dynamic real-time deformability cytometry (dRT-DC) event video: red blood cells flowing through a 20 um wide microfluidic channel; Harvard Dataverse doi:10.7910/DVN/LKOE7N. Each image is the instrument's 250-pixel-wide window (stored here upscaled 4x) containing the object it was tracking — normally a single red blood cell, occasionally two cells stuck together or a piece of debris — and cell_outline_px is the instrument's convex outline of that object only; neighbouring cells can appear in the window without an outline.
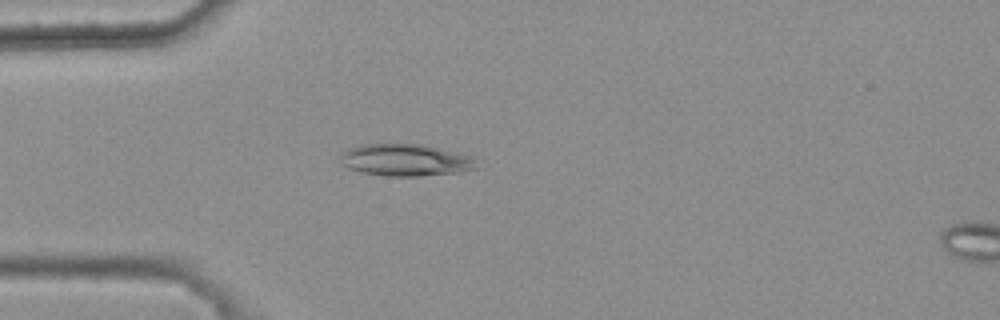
{"species": "common noctule bat (a hibernating species)", "species_latin": "Nyctalus noctula", "temperature_condition": "warm", "stored_images_in_passage": 42, "camera_frame_rate_fps": 3000, "um_per_image_px": 0.085, "animal": {"sex": "female", "body_mass_g": 25.1}, "frame": {"image": 1, "passage_image": 9, "time_ms": 2.667, "image_size_px": [1000, 320], "cell_outline_px": [[476, 168], [456, 172], [420, 176], [388, 176], [364, 172], [348, 168], [344, 164], [340, 156], [348, 148], [360, 144], [424, 144], [472, 156], [476, 160]], "centroid_in_image_um": [34.48, 13.59], "position_along_channel_um": 50.5, "area_um2": 25.14}}
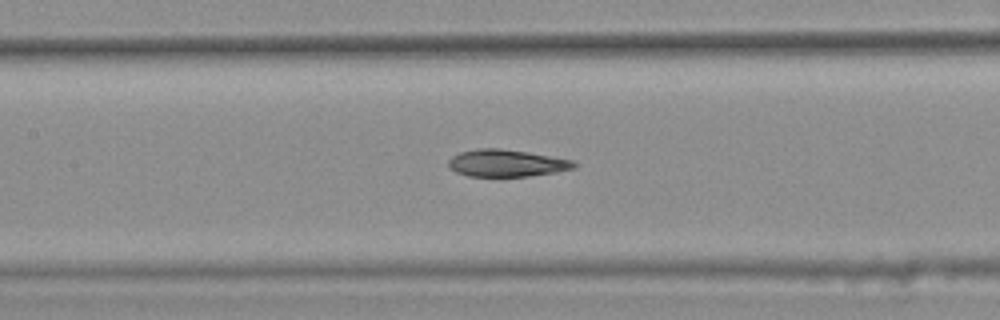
{"frame": {"image": 2, "passage_image": 19, "time_ms": 6.0, "image_size_px": [1000, 320], "cell_outline_px": [[576, 168], [556, 172], [528, 176], [468, 176], [456, 172], [448, 164], [448, 160], [452, 156], [460, 152], [480, 148], [500, 148], [528, 152], [576, 160]], "centroid_in_image_um": [43.1, 13.86], "position_along_channel_um": 164.3, "area_um2": 19.88}}
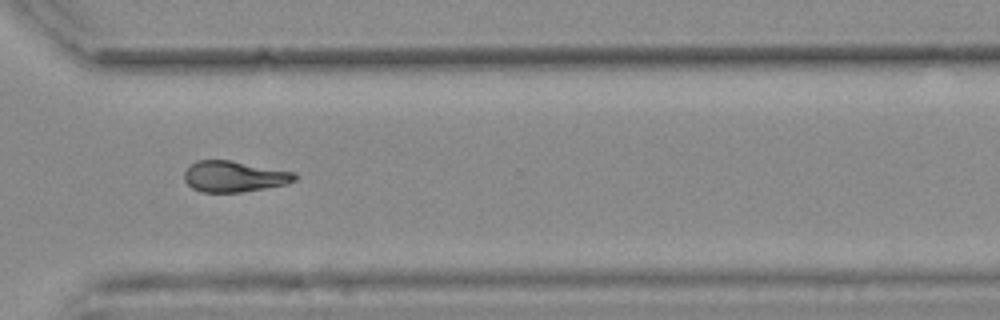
{"frame": {"image": 3, "passage_image": 34, "time_ms": 11.0, "image_size_px": [1000, 320], "cell_outline_px": [[300, 176], [296, 180], [288, 184], [240, 192], [200, 192], [192, 188], [184, 180], [184, 172], [196, 160], [228, 160], [296, 172]], "centroid_in_image_um": [19.93, 15.0], "position_along_channel_um": 350.7, "area_um2": 20.0}, "authors_computed_cell_mechanics": {"area_um2": 20.4323, "velocity_mm_per_s": 3.7259, "shape_relaxation_time_tau1_ms": null, "shape_relaxation_time_tau2_ms": 10.687, "deformation_change_tau1": null, "deformation_change_tau2": 0.1445}}